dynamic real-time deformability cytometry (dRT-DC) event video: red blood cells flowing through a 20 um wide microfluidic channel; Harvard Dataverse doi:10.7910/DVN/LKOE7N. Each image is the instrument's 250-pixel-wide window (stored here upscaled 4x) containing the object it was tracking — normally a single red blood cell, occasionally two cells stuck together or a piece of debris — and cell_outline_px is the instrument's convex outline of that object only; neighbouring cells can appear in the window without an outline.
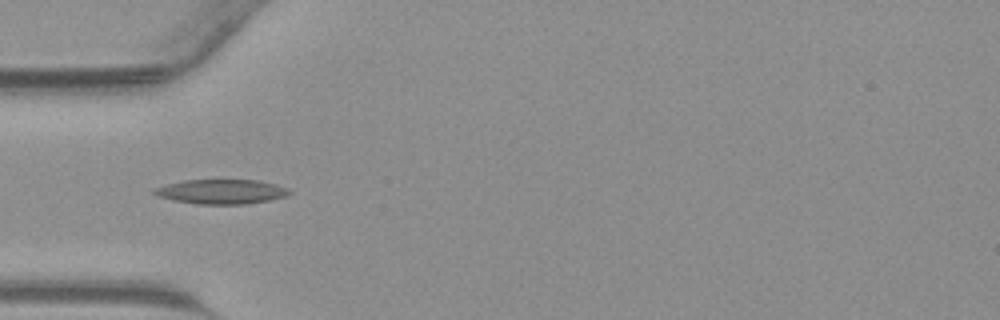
{"species": "common noctule bat (a hibernating species)", "species_latin": "Nyctalus noctula", "temperature_condition": "warm", "stored_images_in_passage": 31, "camera_frame_rate_fps": 3000, "um_per_image_px": 0.085, "animal": {"sex": "male", "body_mass_g": 23.1, "forearm_length_mm": 52.7}, "frame": {"image": 1, "passage_image": 1, "time_ms": 0.0, "image_size_px": [1000, 320], "cell_outline_px": [[292, 192], [284, 196], [268, 200], [244, 204], [196, 204], [172, 200], [156, 196], [152, 192], [156, 188], [168, 184], [184, 180], [260, 180], [276, 184], [288, 188]], "centroid_in_image_um": [18.81, 16.29], "position_along_channel_um": 66.2, "area_um2": 19.25}}
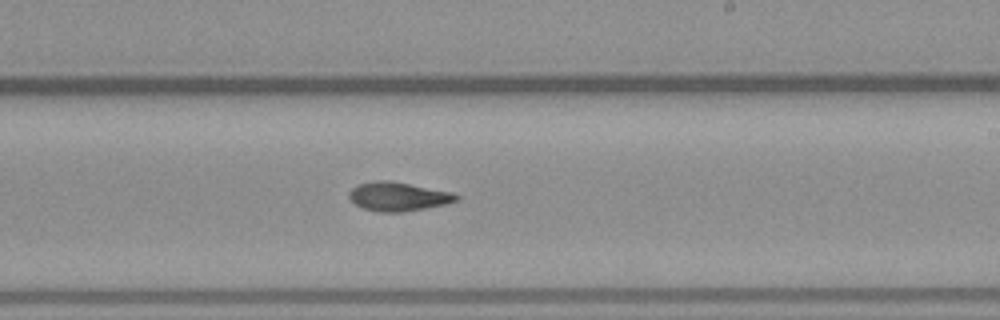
{"frame": {"image": 2, "passage_image": 13, "time_ms": 4.0, "image_size_px": [1000, 320], "cell_outline_px": [[460, 200], [444, 204], [424, 208], [400, 212], [380, 212], [364, 208], [356, 204], [348, 196], [348, 192], [352, 188], [360, 184], [376, 180], [388, 180], [452, 192], [460, 196]], "centroid_in_image_um": [33.85, 16.7], "position_along_channel_um": 255.1, "area_um2": 17.8}}
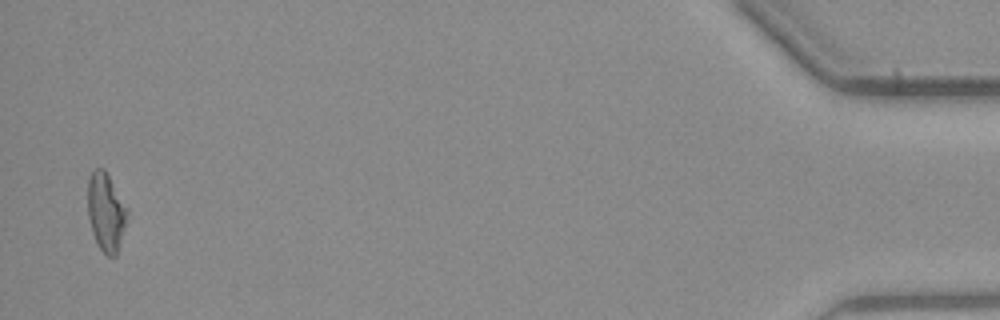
{"frame": {"image": 3, "passage_image": 30, "time_ms": 9.667, "image_size_px": [1000, 320], "cell_outline_px": [[128, 212], [124, 228], [116, 256], [108, 256], [100, 248], [92, 232], [88, 216], [88, 180], [92, 172], [96, 168], [104, 168], [128, 208]], "centroid_in_image_um": [9.01, 18.0], "position_along_channel_um": 426.2, "area_um2": 17.74}}